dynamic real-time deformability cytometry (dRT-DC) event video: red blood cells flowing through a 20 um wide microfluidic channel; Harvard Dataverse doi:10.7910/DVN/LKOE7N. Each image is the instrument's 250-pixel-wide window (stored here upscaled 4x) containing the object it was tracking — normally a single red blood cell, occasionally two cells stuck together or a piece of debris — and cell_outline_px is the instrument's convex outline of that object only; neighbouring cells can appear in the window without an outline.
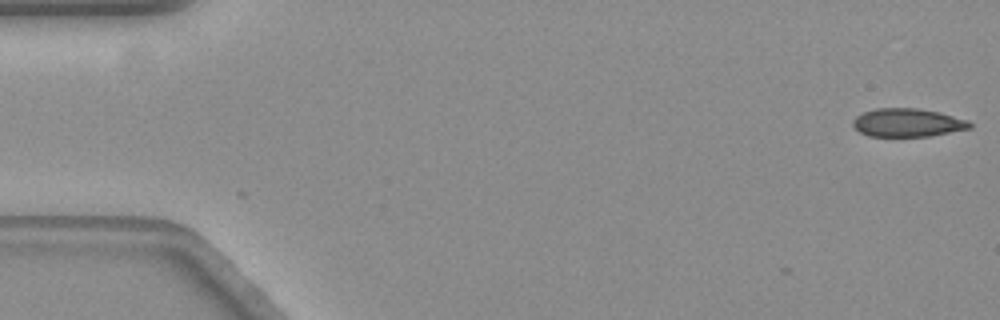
{"species": "common noctule bat (a hibernating species)", "species_latin": "Nyctalus noctula", "temperature_condition": "warm", "stored_images_in_passage": 2, "camera_frame_rate_fps": 3000, "um_per_image_px": 0.085, "animal": {"sex": "female", "body_mass_g": 19.3, "forearm_length_mm": 54.1}, "frame": {"image": 1, "passage_image": 2, "time_ms": 0.333, "image_size_px": [1000, 320], "cell_outline_px": [[972, 128], [928, 136], [868, 136], [860, 132], [852, 124], [852, 120], [856, 116], [864, 112], [876, 108], [916, 108], [940, 112], [968, 120], [972, 124]], "centroid_in_image_um": [77.14, 10.42], "position_along_channel_um": 7.9, "area_um2": 19.25}}